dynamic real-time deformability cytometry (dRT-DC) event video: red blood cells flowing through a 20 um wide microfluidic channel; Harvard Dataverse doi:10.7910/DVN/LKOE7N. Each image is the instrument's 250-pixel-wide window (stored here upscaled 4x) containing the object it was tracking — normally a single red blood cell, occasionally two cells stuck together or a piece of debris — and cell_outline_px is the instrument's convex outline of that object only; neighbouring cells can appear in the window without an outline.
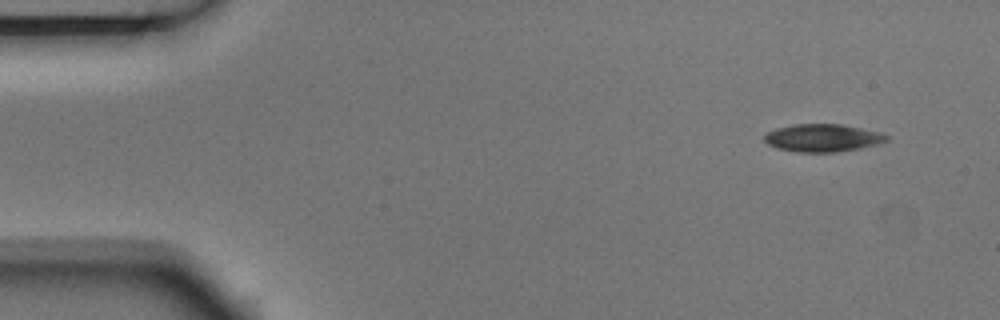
{"species": "Egyptian fruit bat (a non-hibernating species)", "species_latin": "Rousettus aegyptiacus", "temperature_condition": "room temperature", "stored_images_in_passage": 5, "camera_frame_rate_fps": 3000, "um_per_image_px": 0.085, "animal": {"sex": "male"}, "frame": {"image": 1, "passage_image": 1, "time_ms": 0.0, "image_size_px": [1000, 320], "cell_outline_px": [[888, 140], [876, 144], [860, 148], [836, 152], [796, 152], [776, 148], [768, 144], [764, 140], [764, 136], [768, 132], [776, 128], [792, 124], [844, 124], [880, 132], [888, 136]], "centroid_in_image_um": [69.91, 11.72], "position_along_channel_um": 15.1, "area_um2": 19.77}}
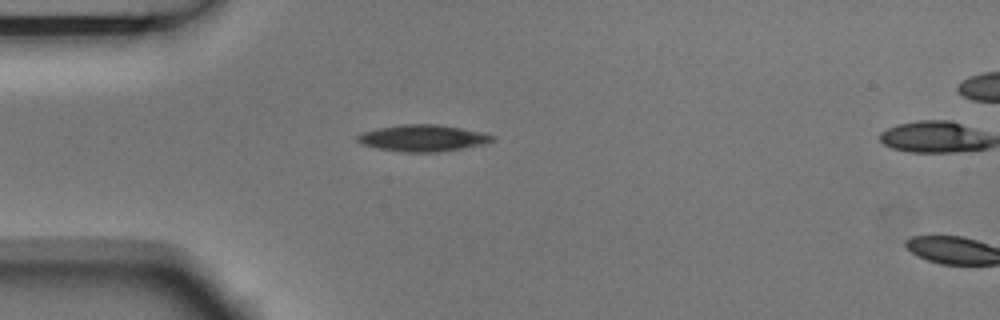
{"frame": {"image": 2, "passage_image": 4, "time_ms": 1.0, "image_size_px": [1000, 320], "cell_outline_px": [[496, 136], [488, 144], [436, 152], [400, 152], [376, 148], [364, 144], [356, 140], [356, 136], [364, 132], [376, 128], [404, 124], [436, 124], [460, 128], [480, 132]], "centroid_in_image_um": [35.94, 11.74], "position_along_channel_um": 49.1, "area_um2": 20.81}}